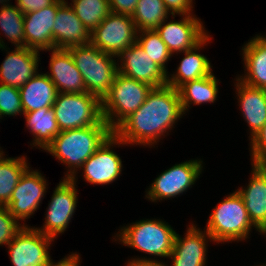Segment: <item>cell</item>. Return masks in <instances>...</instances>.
Segmentation results:
<instances>
[{
    "instance_id": "1",
    "label": "cell",
    "mask_w": 266,
    "mask_h": 266,
    "mask_svg": "<svg viewBox=\"0 0 266 266\" xmlns=\"http://www.w3.org/2000/svg\"><path fill=\"white\" fill-rule=\"evenodd\" d=\"M183 114L178 90L168 85L153 88L145 102L127 117L113 134L125 145L152 146L168 132L167 130L173 128Z\"/></svg>"
},
{
    "instance_id": "2",
    "label": "cell",
    "mask_w": 266,
    "mask_h": 266,
    "mask_svg": "<svg viewBox=\"0 0 266 266\" xmlns=\"http://www.w3.org/2000/svg\"><path fill=\"white\" fill-rule=\"evenodd\" d=\"M112 134L113 131L102 119L97 125L60 131L45 151L69 167L64 177L76 183L77 170Z\"/></svg>"
},
{
    "instance_id": "3",
    "label": "cell",
    "mask_w": 266,
    "mask_h": 266,
    "mask_svg": "<svg viewBox=\"0 0 266 266\" xmlns=\"http://www.w3.org/2000/svg\"><path fill=\"white\" fill-rule=\"evenodd\" d=\"M80 71L86 92L100 101L109 93L115 75L118 72L116 56L107 54L91 43L73 46L67 49Z\"/></svg>"
},
{
    "instance_id": "4",
    "label": "cell",
    "mask_w": 266,
    "mask_h": 266,
    "mask_svg": "<svg viewBox=\"0 0 266 266\" xmlns=\"http://www.w3.org/2000/svg\"><path fill=\"white\" fill-rule=\"evenodd\" d=\"M152 89L147 83L117 72L109 93L101 101L102 117L110 129L114 131L135 112L145 102Z\"/></svg>"
},
{
    "instance_id": "5",
    "label": "cell",
    "mask_w": 266,
    "mask_h": 266,
    "mask_svg": "<svg viewBox=\"0 0 266 266\" xmlns=\"http://www.w3.org/2000/svg\"><path fill=\"white\" fill-rule=\"evenodd\" d=\"M206 231L214 242L245 240L252 227L242 196L237 192L229 194L211 212Z\"/></svg>"
},
{
    "instance_id": "6",
    "label": "cell",
    "mask_w": 266,
    "mask_h": 266,
    "mask_svg": "<svg viewBox=\"0 0 266 266\" xmlns=\"http://www.w3.org/2000/svg\"><path fill=\"white\" fill-rule=\"evenodd\" d=\"M118 234L117 239L123 245L149 255L168 258L173 250L176 232L168 222L146 219L121 228Z\"/></svg>"
},
{
    "instance_id": "7",
    "label": "cell",
    "mask_w": 266,
    "mask_h": 266,
    "mask_svg": "<svg viewBox=\"0 0 266 266\" xmlns=\"http://www.w3.org/2000/svg\"><path fill=\"white\" fill-rule=\"evenodd\" d=\"M52 109L60 131L97 125L103 119L101 101L88 92L58 93Z\"/></svg>"
},
{
    "instance_id": "8",
    "label": "cell",
    "mask_w": 266,
    "mask_h": 266,
    "mask_svg": "<svg viewBox=\"0 0 266 266\" xmlns=\"http://www.w3.org/2000/svg\"><path fill=\"white\" fill-rule=\"evenodd\" d=\"M137 33L131 16L111 12L90 33V43L117 58L122 51L136 43Z\"/></svg>"
},
{
    "instance_id": "9",
    "label": "cell",
    "mask_w": 266,
    "mask_h": 266,
    "mask_svg": "<svg viewBox=\"0 0 266 266\" xmlns=\"http://www.w3.org/2000/svg\"><path fill=\"white\" fill-rule=\"evenodd\" d=\"M201 160H189L173 165L162 172L146 191L152 201L174 198L191 188L202 172Z\"/></svg>"
},
{
    "instance_id": "10",
    "label": "cell",
    "mask_w": 266,
    "mask_h": 266,
    "mask_svg": "<svg viewBox=\"0 0 266 266\" xmlns=\"http://www.w3.org/2000/svg\"><path fill=\"white\" fill-rule=\"evenodd\" d=\"M52 241L35 227L23 226L7 246L12 265L46 266L52 260L48 251Z\"/></svg>"
},
{
    "instance_id": "11",
    "label": "cell",
    "mask_w": 266,
    "mask_h": 266,
    "mask_svg": "<svg viewBox=\"0 0 266 266\" xmlns=\"http://www.w3.org/2000/svg\"><path fill=\"white\" fill-rule=\"evenodd\" d=\"M75 186L76 183L70 178L59 182L48 205L45 223L42 228H35L37 231L53 239L64 233L77 207Z\"/></svg>"
},
{
    "instance_id": "12",
    "label": "cell",
    "mask_w": 266,
    "mask_h": 266,
    "mask_svg": "<svg viewBox=\"0 0 266 266\" xmlns=\"http://www.w3.org/2000/svg\"><path fill=\"white\" fill-rule=\"evenodd\" d=\"M46 179L38 171L27 169L21 176L5 205L10 214L17 220L30 218L39 208L42 197L46 193Z\"/></svg>"
},
{
    "instance_id": "13",
    "label": "cell",
    "mask_w": 266,
    "mask_h": 266,
    "mask_svg": "<svg viewBox=\"0 0 266 266\" xmlns=\"http://www.w3.org/2000/svg\"><path fill=\"white\" fill-rule=\"evenodd\" d=\"M125 144L112 134L80 167L84 171V179L91 184L107 185L114 182L122 171V160L113 151L114 145Z\"/></svg>"
},
{
    "instance_id": "14",
    "label": "cell",
    "mask_w": 266,
    "mask_h": 266,
    "mask_svg": "<svg viewBox=\"0 0 266 266\" xmlns=\"http://www.w3.org/2000/svg\"><path fill=\"white\" fill-rule=\"evenodd\" d=\"M117 58L121 60V65L118 64L119 73L147 83L153 88L167 85L168 74L152 61L137 42L122 51Z\"/></svg>"
},
{
    "instance_id": "15",
    "label": "cell",
    "mask_w": 266,
    "mask_h": 266,
    "mask_svg": "<svg viewBox=\"0 0 266 266\" xmlns=\"http://www.w3.org/2000/svg\"><path fill=\"white\" fill-rule=\"evenodd\" d=\"M180 16L183 17L180 21L173 20L165 24L166 19L156 28L172 55L191 49L208 35L199 18L192 14Z\"/></svg>"
},
{
    "instance_id": "16",
    "label": "cell",
    "mask_w": 266,
    "mask_h": 266,
    "mask_svg": "<svg viewBox=\"0 0 266 266\" xmlns=\"http://www.w3.org/2000/svg\"><path fill=\"white\" fill-rule=\"evenodd\" d=\"M65 0H56L52 5L24 14V38L26 47L36 51L54 48L53 25L58 8Z\"/></svg>"
},
{
    "instance_id": "17",
    "label": "cell",
    "mask_w": 266,
    "mask_h": 266,
    "mask_svg": "<svg viewBox=\"0 0 266 266\" xmlns=\"http://www.w3.org/2000/svg\"><path fill=\"white\" fill-rule=\"evenodd\" d=\"M39 51L27 47H15L8 51L0 66V83L17 88L26 84L38 73Z\"/></svg>"
},
{
    "instance_id": "18",
    "label": "cell",
    "mask_w": 266,
    "mask_h": 266,
    "mask_svg": "<svg viewBox=\"0 0 266 266\" xmlns=\"http://www.w3.org/2000/svg\"><path fill=\"white\" fill-rule=\"evenodd\" d=\"M252 165L247 188L237 189L242 196L252 224L258 232L266 234V164Z\"/></svg>"
},
{
    "instance_id": "19",
    "label": "cell",
    "mask_w": 266,
    "mask_h": 266,
    "mask_svg": "<svg viewBox=\"0 0 266 266\" xmlns=\"http://www.w3.org/2000/svg\"><path fill=\"white\" fill-rule=\"evenodd\" d=\"M206 237L213 241L206 230L203 232L194 224L189 225L184 238L176 233L173 250L168 256L173 259L172 266H205Z\"/></svg>"
},
{
    "instance_id": "20",
    "label": "cell",
    "mask_w": 266,
    "mask_h": 266,
    "mask_svg": "<svg viewBox=\"0 0 266 266\" xmlns=\"http://www.w3.org/2000/svg\"><path fill=\"white\" fill-rule=\"evenodd\" d=\"M53 40L54 48L59 49L90 43V32L66 1L57 10L53 25Z\"/></svg>"
},
{
    "instance_id": "21",
    "label": "cell",
    "mask_w": 266,
    "mask_h": 266,
    "mask_svg": "<svg viewBox=\"0 0 266 266\" xmlns=\"http://www.w3.org/2000/svg\"><path fill=\"white\" fill-rule=\"evenodd\" d=\"M47 76L54 83L59 93L86 92L80 71L74 64L73 58L67 49H52Z\"/></svg>"
},
{
    "instance_id": "22",
    "label": "cell",
    "mask_w": 266,
    "mask_h": 266,
    "mask_svg": "<svg viewBox=\"0 0 266 266\" xmlns=\"http://www.w3.org/2000/svg\"><path fill=\"white\" fill-rule=\"evenodd\" d=\"M236 92L243 117L251 130V139L266 123V89L247 85L236 79Z\"/></svg>"
},
{
    "instance_id": "23",
    "label": "cell",
    "mask_w": 266,
    "mask_h": 266,
    "mask_svg": "<svg viewBox=\"0 0 266 266\" xmlns=\"http://www.w3.org/2000/svg\"><path fill=\"white\" fill-rule=\"evenodd\" d=\"M210 36L207 35L199 44L184 52L185 56L181 60L177 72L167 75V85L178 90L187 82L206 77L212 73L211 64L207 57L196 52L201 47L206 46Z\"/></svg>"
},
{
    "instance_id": "24",
    "label": "cell",
    "mask_w": 266,
    "mask_h": 266,
    "mask_svg": "<svg viewBox=\"0 0 266 266\" xmlns=\"http://www.w3.org/2000/svg\"><path fill=\"white\" fill-rule=\"evenodd\" d=\"M19 93L23 113H26L41 108H52L59 92L47 73H37L19 88Z\"/></svg>"
},
{
    "instance_id": "25",
    "label": "cell",
    "mask_w": 266,
    "mask_h": 266,
    "mask_svg": "<svg viewBox=\"0 0 266 266\" xmlns=\"http://www.w3.org/2000/svg\"><path fill=\"white\" fill-rule=\"evenodd\" d=\"M246 74L238 77L243 83L266 89V42L256 35L242 47Z\"/></svg>"
},
{
    "instance_id": "26",
    "label": "cell",
    "mask_w": 266,
    "mask_h": 266,
    "mask_svg": "<svg viewBox=\"0 0 266 266\" xmlns=\"http://www.w3.org/2000/svg\"><path fill=\"white\" fill-rule=\"evenodd\" d=\"M23 115H25L26 127L34 136L32 144L45 150L60 133L54 110L52 108H41L23 113Z\"/></svg>"
},
{
    "instance_id": "27",
    "label": "cell",
    "mask_w": 266,
    "mask_h": 266,
    "mask_svg": "<svg viewBox=\"0 0 266 266\" xmlns=\"http://www.w3.org/2000/svg\"><path fill=\"white\" fill-rule=\"evenodd\" d=\"M217 80L211 73L206 77L187 82L178 89L184 114L192 103L194 105L214 103L218 94Z\"/></svg>"
},
{
    "instance_id": "28",
    "label": "cell",
    "mask_w": 266,
    "mask_h": 266,
    "mask_svg": "<svg viewBox=\"0 0 266 266\" xmlns=\"http://www.w3.org/2000/svg\"><path fill=\"white\" fill-rule=\"evenodd\" d=\"M0 151V206H5L23 173L29 168L26 158H5Z\"/></svg>"
},
{
    "instance_id": "29",
    "label": "cell",
    "mask_w": 266,
    "mask_h": 266,
    "mask_svg": "<svg viewBox=\"0 0 266 266\" xmlns=\"http://www.w3.org/2000/svg\"><path fill=\"white\" fill-rule=\"evenodd\" d=\"M168 15L170 12L163 0H138L131 17L139 32L156 29L164 20L168 19Z\"/></svg>"
},
{
    "instance_id": "30",
    "label": "cell",
    "mask_w": 266,
    "mask_h": 266,
    "mask_svg": "<svg viewBox=\"0 0 266 266\" xmlns=\"http://www.w3.org/2000/svg\"><path fill=\"white\" fill-rule=\"evenodd\" d=\"M69 5L90 33L111 13L109 0H73Z\"/></svg>"
},
{
    "instance_id": "31",
    "label": "cell",
    "mask_w": 266,
    "mask_h": 266,
    "mask_svg": "<svg viewBox=\"0 0 266 266\" xmlns=\"http://www.w3.org/2000/svg\"><path fill=\"white\" fill-rule=\"evenodd\" d=\"M0 29L16 47H26L24 38V13L15 5L0 8Z\"/></svg>"
},
{
    "instance_id": "32",
    "label": "cell",
    "mask_w": 266,
    "mask_h": 266,
    "mask_svg": "<svg viewBox=\"0 0 266 266\" xmlns=\"http://www.w3.org/2000/svg\"><path fill=\"white\" fill-rule=\"evenodd\" d=\"M137 34L139 35H137L136 42L140 45L143 51L151 57L152 61L168 74L165 63L167 64V61L170 60L172 54L168 50L166 44L161 40L156 29L142 30Z\"/></svg>"
},
{
    "instance_id": "33",
    "label": "cell",
    "mask_w": 266,
    "mask_h": 266,
    "mask_svg": "<svg viewBox=\"0 0 266 266\" xmlns=\"http://www.w3.org/2000/svg\"><path fill=\"white\" fill-rule=\"evenodd\" d=\"M23 113L19 88L0 83V119L2 116H15Z\"/></svg>"
},
{
    "instance_id": "34",
    "label": "cell",
    "mask_w": 266,
    "mask_h": 266,
    "mask_svg": "<svg viewBox=\"0 0 266 266\" xmlns=\"http://www.w3.org/2000/svg\"><path fill=\"white\" fill-rule=\"evenodd\" d=\"M5 206H0V246L8 245L13 237L23 228Z\"/></svg>"
},
{
    "instance_id": "35",
    "label": "cell",
    "mask_w": 266,
    "mask_h": 266,
    "mask_svg": "<svg viewBox=\"0 0 266 266\" xmlns=\"http://www.w3.org/2000/svg\"><path fill=\"white\" fill-rule=\"evenodd\" d=\"M251 140V157L252 164L265 165L266 164V123Z\"/></svg>"
},
{
    "instance_id": "36",
    "label": "cell",
    "mask_w": 266,
    "mask_h": 266,
    "mask_svg": "<svg viewBox=\"0 0 266 266\" xmlns=\"http://www.w3.org/2000/svg\"><path fill=\"white\" fill-rule=\"evenodd\" d=\"M167 10L172 14L173 19L175 14L178 15H190L192 14V2L193 0H163Z\"/></svg>"
},
{
    "instance_id": "37",
    "label": "cell",
    "mask_w": 266,
    "mask_h": 266,
    "mask_svg": "<svg viewBox=\"0 0 266 266\" xmlns=\"http://www.w3.org/2000/svg\"><path fill=\"white\" fill-rule=\"evenodd\" d=\"M56 0H16V6L24 13H31L52 5Z\"/></svg>"
},
{
    "instance_id": "38",
    "label": "cell",
    "mask_w": 266,
    "mask_h": 266,
    "mask_svg": "<svg viewBox=\"0 0 266 266\" xmlns=\"http://www.w3.org/2000/svg\"><path fill=\"white\" fill-rule=\"evenodd\" d=\"M138 0H109L111 12L132 16Z\"/></svg>"
},
{
    "instance_id": "39",
    "label": "cell",
    "mask_w": 266,
    "mask_h": 266,
    "mask_svg": "<svg viewBox=\"0 0 266 266\" xmlns=\"http://www.w3.org/2000/svg\"><path fill=\"white\" fill-rule=\"evenodd\" d=\"M80 256L77 253H73L57 263L53 262L52 260L46 266H79L80 264Z\"/></svg>"
},
{
    "instance_id": "40",
    "label": "cell",
    "mask_w": 266,
    "mask_h": 266,
    "mask_svg": "<svg viewBox=\"0 0 266 266\" xmlns=\"http://www.w3.org/2000/svg\"><path fill=\"white\" fill-rule=\"evenodd\" d=\"M127 266H167L158 260H152L151 258H135L128 262Z\"/></svg>"
},
{
    "instance_id": "41",
    "label": "cell",
    "mask_w": 266,
    "mask_h": 266,
    "mask_svg": "<svg viewBox=\"0 0 266 266\" xmlns=\"http://www.w3.org/2000/svg\"><path fill=\"white\" fill-rule=\"evenodd\" d=\"M1 38V37H0ZM3 39L1 38L0 39V49L2 48V50L3 49H5L6 48V46H5V43L2 41Z\"/></svg>"
},
{
    "instance_id": "42",
    "label": "cell",
    "mask_w": 266,
    "mask_h": 266,
    "mask_svg": "<svg viewBox=\"0 0 266 266\" xmlns=\"http://www.w3.org/2000/svg\"><path fill=\"white\" fill-rule=\"evenodd\" d=\"M7 1L9 2V0H0V3L2 5V7L5 6V5H8V2Z\"/></svg>"
},
{
    "instance_id": "43",
    "label": "cell",
    "mask_w": 266,
    "mask_h": 266,
    "mask_svg": "<svg viewBox=\"0 0 266 266\" xmlns=\"http://www.w3.org/2000/svg\"><path fill=\"white\" fill-rule=\"evenodd\" d=\"M261 38L266 42V36H261Z\"/></svg>"
}]
</instances>
